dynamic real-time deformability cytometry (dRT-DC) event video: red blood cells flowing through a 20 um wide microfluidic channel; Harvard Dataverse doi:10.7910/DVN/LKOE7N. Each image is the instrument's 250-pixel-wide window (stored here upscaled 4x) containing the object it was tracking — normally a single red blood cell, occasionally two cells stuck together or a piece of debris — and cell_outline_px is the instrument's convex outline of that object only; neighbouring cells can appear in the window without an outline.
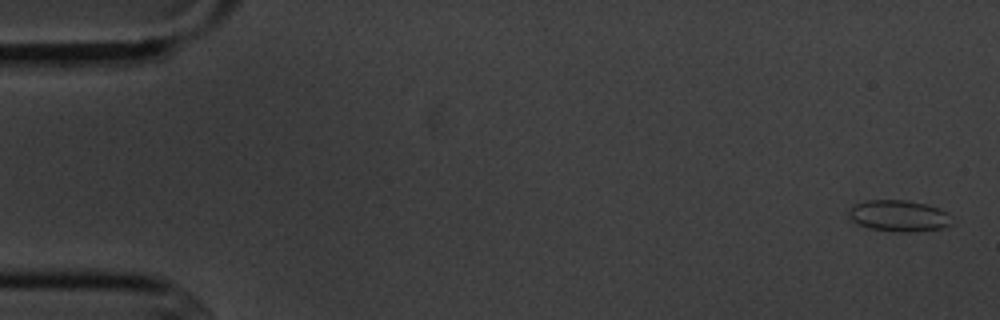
{"species": "common noctule bat (a hibernating species)", "species_latin": "Nyctalus noctula", "temperature_condition": "cold", "stored_images_in_passage": 6, "camera_frame_rate_fps": 3000, "um_per_image_px": 0.085, "animal": {"sex": "male", "body_mass_g": 20.1, "forearm_length_mm": 53.5}, "frame": {"image": 1, "passage_image": 1, "time_ms": 0.0, "image_size_px": [1000, 320], "cell_outline_px": [[948, 224], [940, 228], [912, 232], [896, 232], [868, 228], [852, 220], [848, 216], [848, 208], [856, 204], [868, 200], [908, 200], [928, 204], [940, 208], [948, 212]], "centroid_in_image_um": [76.35, 18.33], "position_along_channel_um": 8.6, "area_um2": 18.73}}
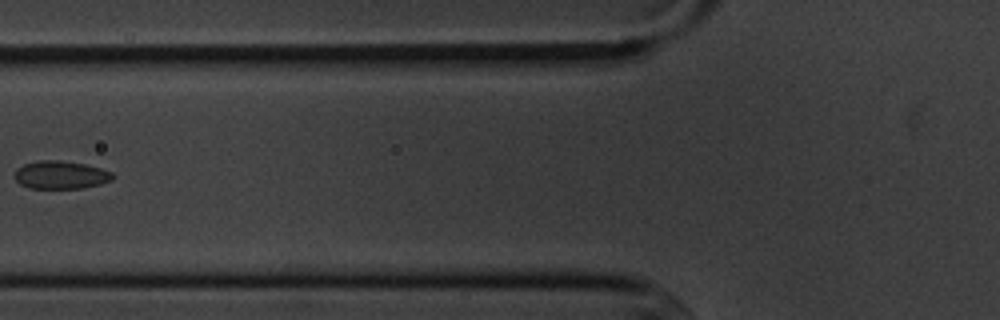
{"frame": {"image": 2, "passage_image": 6, "time_ms": 6.667, "image_size_px": [1000, 320], "cell_outline_px": [[116, 176], [112, 180], [100, 184], [80, 188], [28, 188], [20, 184], [12, 176], [16, 168], [24, 164], [40, 160], [60, 160], [84, 164], [100, 168], [112, 172]], "centroid_in_image_um": [5.13, 14.86], "position_along_channel_um": 120.7, "area_um2": 16.13}}